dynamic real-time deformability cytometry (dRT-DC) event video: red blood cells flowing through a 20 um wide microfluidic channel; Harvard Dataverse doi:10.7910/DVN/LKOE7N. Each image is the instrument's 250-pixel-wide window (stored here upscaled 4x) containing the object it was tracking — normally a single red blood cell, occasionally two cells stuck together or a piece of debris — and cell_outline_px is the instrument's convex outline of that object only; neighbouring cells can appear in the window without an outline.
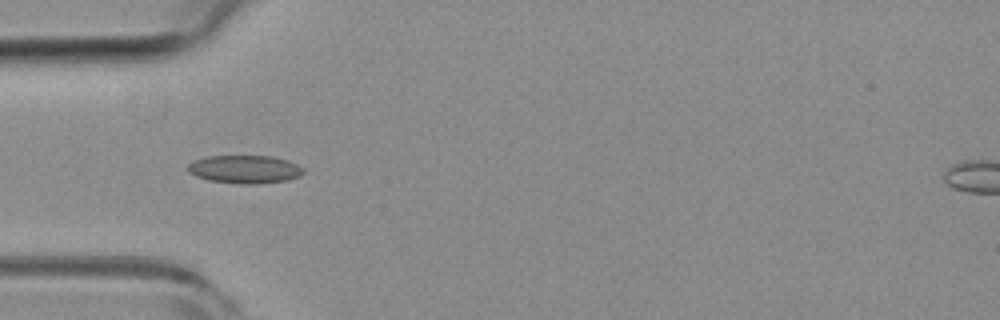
{"species": "common noctule bat (a hibernating species)", "species_latin": "Nyctalus noctula", "temperature_condition": "room temperature", "stored_images_in_passage": 30, "camera_frame_rate_fps": 3000, "um_per_image_px": 0.085, "animal": {"sex": "female", "body_mass_g": 19.3, "forearm_length_mm": 54.1}, "frame": {"image": 1, "passage_image": 1, "time_ms": 0.0, "image_size_px": [1000, 320], "cell_outline_px": [[304, 172], [300, 176], [288, 180], [260, 184], [240, 184], [208, 180], [196, 176], [188, 172], [188, 164], [204, 156], [272, 156], [288, 160], [304, 168]], "centroid_in_image_um": [20.82, 14.39], "position_along_channel_um": 64.2, "area_um2": 19.07}}
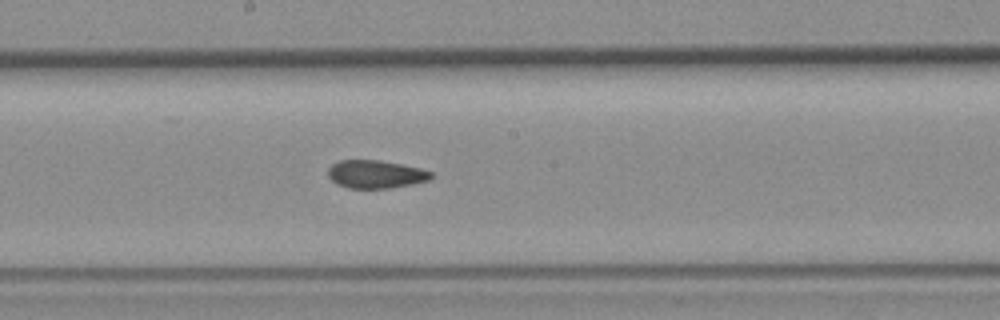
{"frame": {"image": 2, "passage_image": 13, "time_ms": 4.0, "image_size_px": [1000, 320], "cell_outline_px": [[432, 176], [428, 180], [412, 184], [388, 188], [348, 188], [336, 184], [328, 176], [328, 168], [332, 164], [340, 160], [380, 160], [420, 168], [432, 172]], "centroid_in_image_um": [31.9, 14.81], "position_along_channel_um": 216.3, "area_um2": 16.76}}
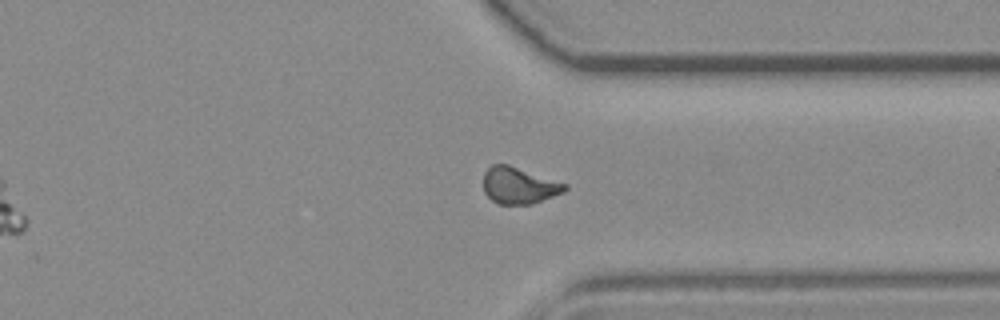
{"frame": {"image": 3, "passage_image": 25, "time_ms": 8.0, "image_size_px": [1000, 320], "cell_outline_px": [[568, 188], [564, 192], [532, 204], [500, 204], [492, 200], [484, 192], [484, 172], [492, 164], [508, 164], [568, 184]], "centroid_in_image_um": [44.13, 15.76], "position_along_channel_um": 367.3, "area_um2": 17.34}, "authors_computed_cell_mechanics": {"area_um2": 17.4267, "velocity_mm_per_s": 3.7967, "shape_relaxation_time_tau1_ms": 8.1589, "shape_relaxation_time_tau2_ms": 1.7796, "deformation_change_tau1": 0.1557, "deformation_change_tau2": 0.0746}}